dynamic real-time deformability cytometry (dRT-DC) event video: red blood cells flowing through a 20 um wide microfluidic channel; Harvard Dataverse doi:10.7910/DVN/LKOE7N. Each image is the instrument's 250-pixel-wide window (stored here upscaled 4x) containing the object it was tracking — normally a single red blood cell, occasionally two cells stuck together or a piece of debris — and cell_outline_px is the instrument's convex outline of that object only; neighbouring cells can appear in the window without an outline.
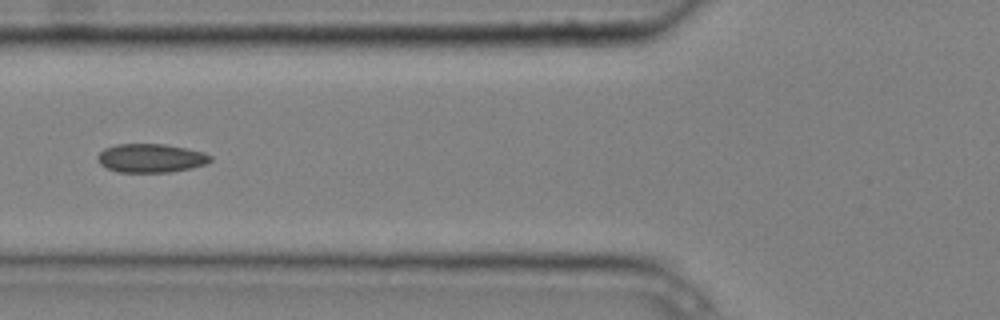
{"species": "common noctule bat (a hibernating species)", "species_latin": "Nyctalus noctula", "temperature_condition": "cold", "stored_images_in_passage": 9, "camera_frame_rate_fps": 3000, "um_per_image_px": 0.085, "animal": {"sex": "male", "body_mass_g": 20.4}, "frame": {"image": 1, "passage_image": 6, "time_ms": 1.667, "image_size_px": [1000, 320], "cell_outline_px": [[212, 160], [208, 164], [192, 168], [172, 172], [116, 172], [100, 164], [96, 156], [104, 148], [116, 144], [164, 144], [204, 152], [212, 156]], "centroid_in_image_um": [12.84, 13.44], "position_along_channel_um": 113.0, "area_um2": 19.02}}
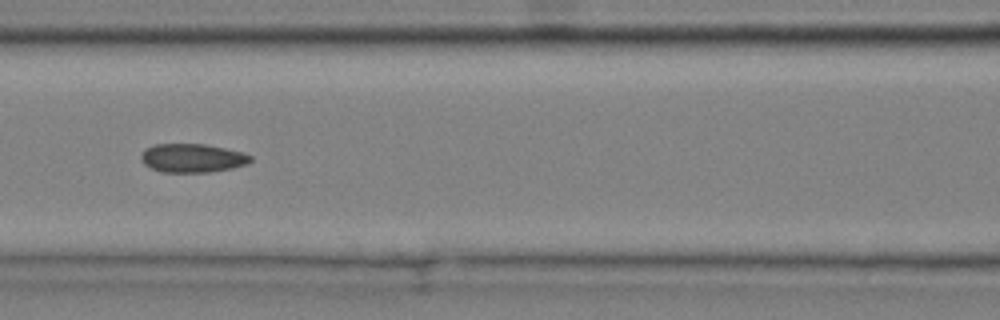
{"frame": {"image": 2, "passage_image": 7, "time_ms": 2.0, "image_size_px": [1000, 320], "cell_outline_px": [[252, 160], [248, 164], [232, 168], [208, 172], [160, 172], [144, 164], [140, 156], [144, 148], [152, 144], [204, 144], [244, 152], [252, 156]], "centroid_in_image_um": [16.35, 13.43], "position_along_channel_um": 150.3, "area_um2": 18.44}}
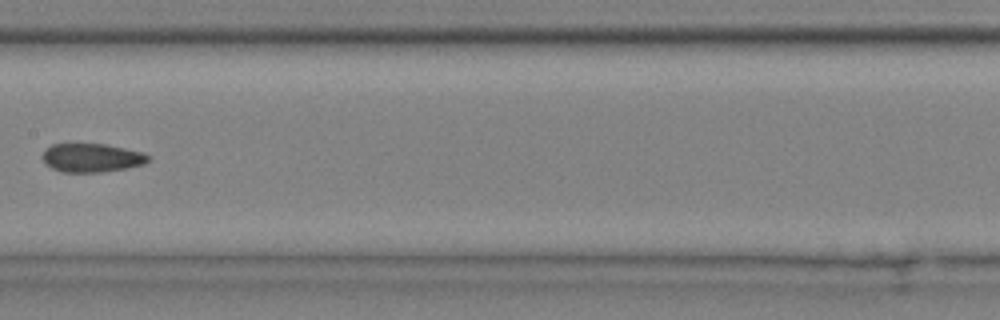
{"frame": {"image": 3, "passage_image": 8, "time_ms": 2.333, "image_size_px": [1000, 320], "cell_outline_px": [[152, 156], [144, 164], [128, 168], [100, 172], [60, 172], [52, 168], [40, 156], [44, 148], [52, 144], [104, 144], [144, 152]], "centroid_in_image_um": [7.79, 13.41], "position_along_channel_um": 199.6, "area_um2": 17.8}}